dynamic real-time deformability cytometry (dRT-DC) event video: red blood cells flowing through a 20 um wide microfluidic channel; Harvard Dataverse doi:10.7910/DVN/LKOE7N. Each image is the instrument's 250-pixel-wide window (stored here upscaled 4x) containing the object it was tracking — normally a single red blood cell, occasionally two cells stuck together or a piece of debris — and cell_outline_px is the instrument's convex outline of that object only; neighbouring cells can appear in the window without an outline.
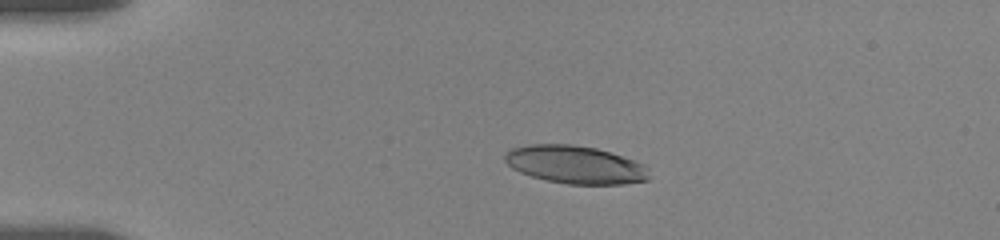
{"species": "human", "species_latin": "Homo sapiens", "temperature_condition": "room temperature", "stored_images_in_passage": 11, "camera_frame_rate_fps": 3000, "um_per_image_px": 0.085, "donor": {"sex": "female"}, "frame": {"image": 1, "passage_image": 3, "time_ms": 1.0, "image_size_px": [1000, 240], "cell_outline_px": [[648, 180], [624, 184], [568, 184], [548, 180], [532, 176], [520, 172], [512, 168], [504, 160], [504, 152], [512, 148], [528, 144], [572, 144], [596, 148], [644, 164], [648, 168]], "centroid_in_image_um": [48.86, 13.99], "position_along_channel_um": 36.1, "area_um2": 31.73}}
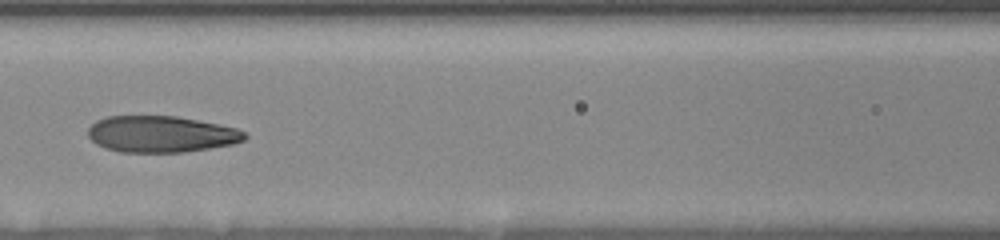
{"frame": {"image": 2, "passage_image": 9, "time_ms": 5.667, "image_size_px": [1000, 240], "cell_outline_px": [[248, 136], [244, 140], [232, 144], [184, 152], [120, 152], [104, 148], [96, 144], [88, 136], [88, 128], [96, 120], [108, 116], [176, 116], [220, 124], [236, 128], [244, 132]], "centroid_in_image_um": [13.67, 11.4], "position_along_channel_um": 152.9, "area_um2": 33.29}}
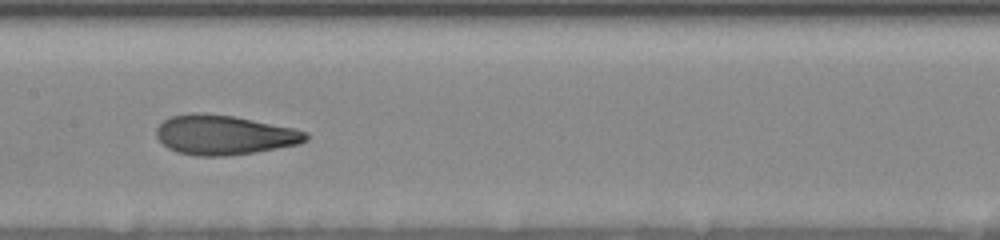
{"frame": {"image": 3, "passage_image": 10, "time_ms": 6.667, "image_size_px": [1000, 240], "cell_outline_px": [[308, 140], [300, 144], [228, 156], [196, 156], [176, 152], [168, 148], [156, 136], [156, 128], [164, 120], [172, 116], [192, 112], [196, 112], [232, 116], [292, 128], [308, 132]], "centroid_in_image_um": [19.03, 11.47], "position_along_channel_um": 188.4, "area_um2": 34.28}}